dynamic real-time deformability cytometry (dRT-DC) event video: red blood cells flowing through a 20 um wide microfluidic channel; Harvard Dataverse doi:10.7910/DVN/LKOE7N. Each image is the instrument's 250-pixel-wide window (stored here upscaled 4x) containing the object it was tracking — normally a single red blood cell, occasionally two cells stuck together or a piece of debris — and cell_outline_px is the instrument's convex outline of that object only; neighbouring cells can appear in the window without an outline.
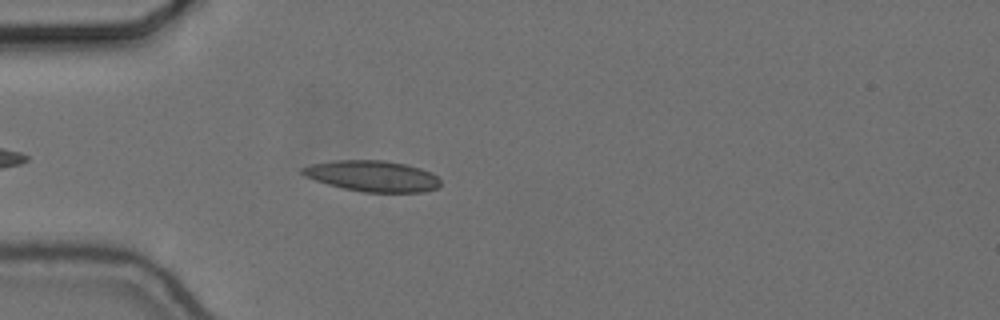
{"species": "common noctule bat (a hibernating species)", "species_latin": "Nyctalus noctula", "temperature_condition": "cold", "stored_images_in_passage": 19, "camera_frame_rate_fps": 3000, "um_per_image_px": 0.085, "animal": {"sex": "female", "body_mass_g": 24.6, "forearm_length_mm": 56.2}, "frame": {"image": 1, "passage_image": 5, "time_ms": 1.333, "image_size_px": [1000, 320], "cell_outline_px": [[440, 184], [436, 188], [424, 192], [364, 192], [344, 188], [328, 184], [304, 176], [300, 172], [300, 168], [312, 164], [332, 160], [384, 160], [404, 164], [420, 168], [432, 172], [440, 180]], "centroid_in_image_um": [31.65, 14.96], "position_along_channel_um": 53.4, "area_um2": 24.85}}
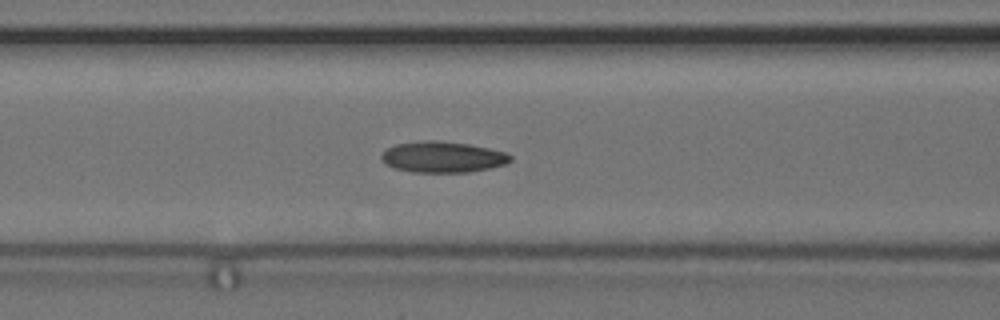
{"frame": {"image": 2, "passage_image": 12, "time_ms": 3.667, "image_size_px": [1000, 320], "cell_outline_px": [[512, 160], [504, 164], [488, 168], [468, 172], [412, 172], [392, 168], [384, 164], [380, 156], [388, 148], [396, 144], [428, 140], [432, 140], [468, 144], [488, 148], [504, 152], [512, 156]], "centroid_in_image_um": [37.59, 13.35], "position_along_channel_um": 129.0, "area_um2": 23.12}}
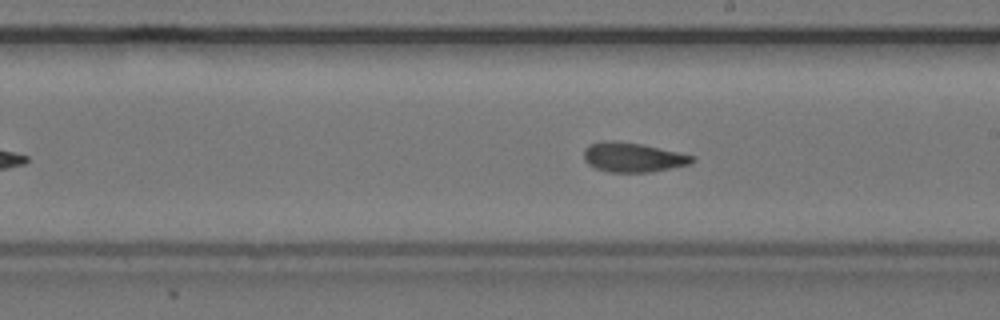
{"frame": {"image": 3, "passage_image": 17, "time_ms": 5.333, "image_size_px": [1000, 320], "cell_outline_px": [[696, 160], [692, 164], [652, 172], [608, 172], [596, 168], [588, 164], [584, 160], [584, 148], [588, 144], [608, 140], [616, 140], [640, 144], [696, 156]], "centroid_in_image_um": [53.8, 13.37], "position_along_channel_um": 235.2, "area_um2": 18.79}}